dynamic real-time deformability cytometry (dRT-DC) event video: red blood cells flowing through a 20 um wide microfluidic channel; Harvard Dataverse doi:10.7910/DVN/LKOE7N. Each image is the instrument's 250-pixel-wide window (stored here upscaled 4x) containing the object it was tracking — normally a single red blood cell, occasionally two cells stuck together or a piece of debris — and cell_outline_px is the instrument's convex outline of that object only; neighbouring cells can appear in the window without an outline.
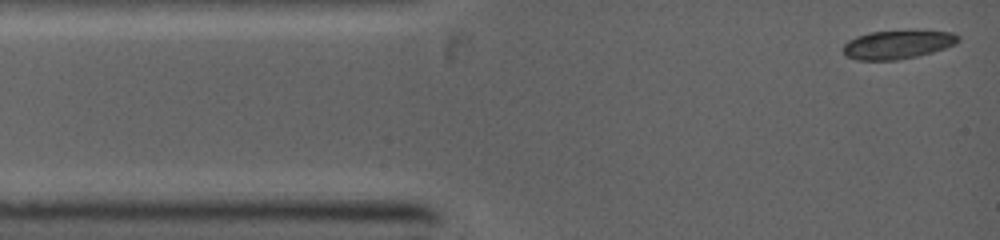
{"species": "common noctule bat (a hibernating species)", "species_latin": "Nyctalus noctula", "temperature_condition": "warm", "stored_images_in_passage": 5, "camera_frame_rate_fps": 5000, "um_per_image_px": 0.085, "animal": {"sex": "female", "body_mass_g": 19.0, "forearm_length_mm": 53.3}, "frame": {"image": 1, "passage_image": 1, "time_ms": 0.0, "image_size_px": [1000, 240], "cell_outline_px": [[960, 40], [956, 44], [932, 52], [916, 56], [896, 60], [856, 60], [844, 56], [844, 44], [848, 40], [856, 36], [872, 32], [952, 32], [960, 36]], "centroid_in_image_um": [76.26, 3.81], "position_along_channel_um": 8.7, "area_um2": 18.73}}
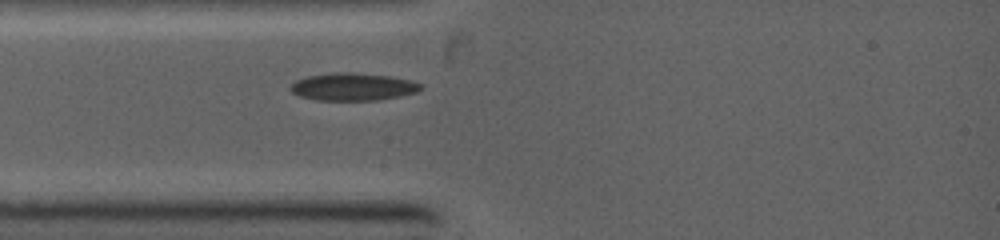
{"frame": {"image": 2, "passage_image": 5, "time_ms": 2.2, "image_size_px": [1000, 240], "cell_outline_px": [[424, 88], [416, 92], [400, 96], [380, 100], [316, 100], [300, 96], [292, 92], [288, 88], [296, 80], [308, 76], [332, 72], [352, 72], [388, 76], [408, 80], [424, 84]], "centroid_in_image_um": [30.0, 7.38], "position_along_channel_um": 55.0, "area_um2": 20.98}}